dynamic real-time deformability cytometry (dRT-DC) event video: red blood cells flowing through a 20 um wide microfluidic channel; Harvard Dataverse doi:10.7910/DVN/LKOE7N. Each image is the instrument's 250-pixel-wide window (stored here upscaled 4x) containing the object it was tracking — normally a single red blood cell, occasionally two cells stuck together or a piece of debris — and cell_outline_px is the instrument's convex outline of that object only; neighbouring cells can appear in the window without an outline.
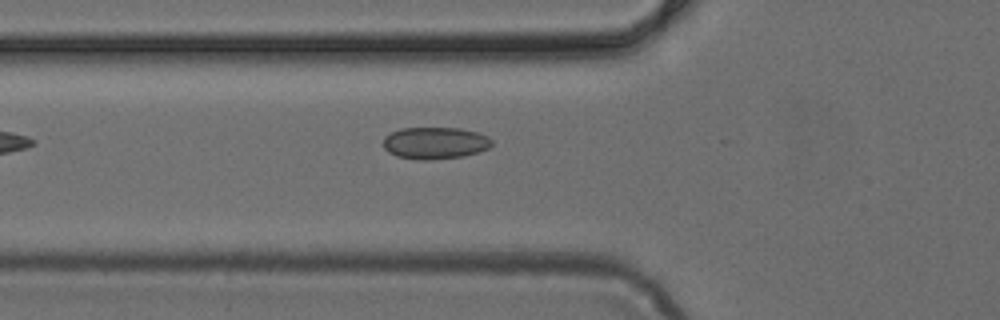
{"species": "common noctule bat (a hibernating species)", "species_latin": "Nyctalus noctula", "temperature_condition": "cold", "stored_images_in_passage": 27, "camera_frame_rate_fps": 3000, "um_per_image_px": 0.085, "animal": {"sex": "female", "body_mass_g": 24.6, "forearm_length_mm": 56.2}, "frame": {"image": 1, "passage_image": 4, "time_ms": 1.0, "image_size_px": [1000, 320], "cell_outline_px": [[492, 144], [488, 148], [480, 152], [464, 156], [428, 160], [420, 160], [396, 156], [388, 152], [384, 148], [384, 136], [400, 128], [460, 128], [476, 132], [488, 136], [492, 140]], "centroid_in_image_um": [36.98, 12.16], "position_along_channel_um": 88.8, "area_um2": 20.29}}
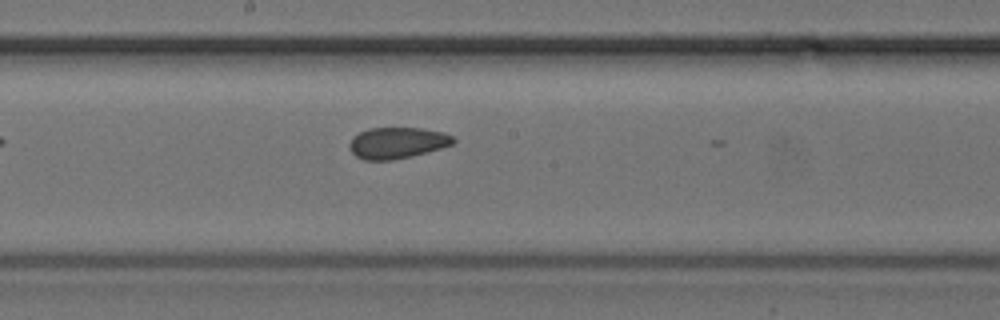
{"frame": {"image": 2, "passage_image": 13, "time_ms": 4.0, "image_size_px": [1000, 320], "cell_outline_px": [[456, 140], [452, 144], [440, 148], [412, 156], [392, 160], [364, 160], [356, 156], [348, 148], [348, 144], [352, 136], [368, 128], [420, 128], [444, 132], [452, 136]], "centroid_in_image_um": [33.72, 12.14], "position_along_channel_um": 214.5, "area_um2": 18.96}}
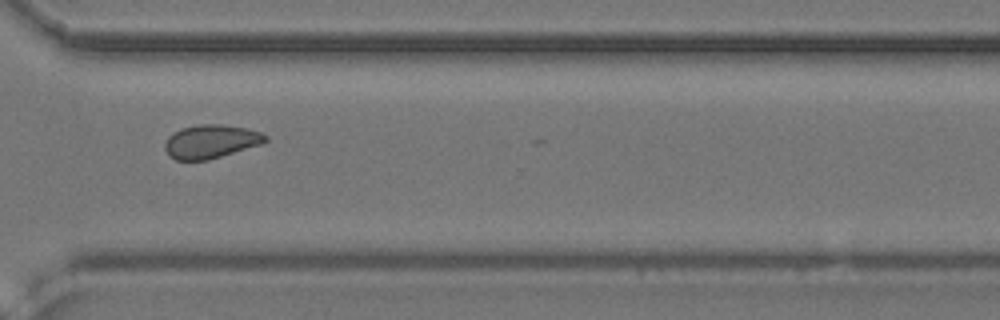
{"frame": {"image": 3, "passage_image": 23, "time_ms": 7.333, "image_size_px": [1000, 320], "cell_outline_px": [[268, 140], [260, 144], [208, 160], [176, 160], [168, 156], [164, 148], [164, 144], [168, 136], [172, 132], [180, 128], [200, 124], [220, 124], [244, 128], [260, 132], [268, 136]], "centroid_in_image_um": [17.86, 12.02], "position_along_channel_um": 352.7, "area_um2": 19.65}}